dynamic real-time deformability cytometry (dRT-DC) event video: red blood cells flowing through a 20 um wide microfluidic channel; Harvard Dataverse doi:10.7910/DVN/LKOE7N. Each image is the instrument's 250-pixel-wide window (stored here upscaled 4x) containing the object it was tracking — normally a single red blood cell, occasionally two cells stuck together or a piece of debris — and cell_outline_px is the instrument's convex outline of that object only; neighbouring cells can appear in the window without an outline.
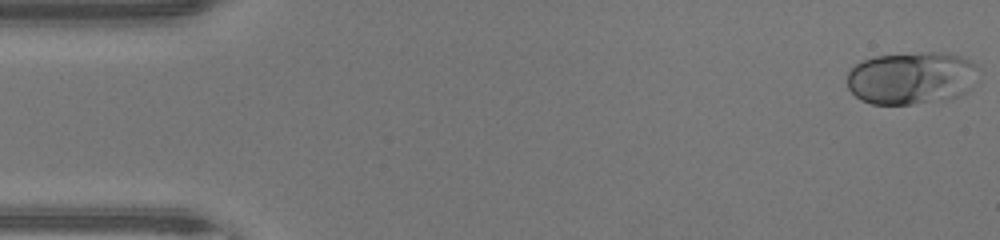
{"species": "human", "species_latin": "Homo sapiens", "temperature_condition": "warm", "stored_images_in_passage": 47, "camera_frame_rate_fps": 3000, "um_per_image_px": 0.085, "donor": {"sex": "male"}, "frame": {"image": 1, "passage_image": 1, "time_ms": 0.0, "image_size_px": [1000, 240], "cell_outline_px": [[972, 64], [968, 92], [956, 96], [912, 104], [872, 104], [860, 100], [848, 88], [848, 72], [856, 64], [872, 56], [924, 52], [948, 52], [960, 56], [968, 60]], "centroid_in_image_um": [77.34, 6.62], "position_along_channel_um": 7.7, "area_um2": 39.25}}
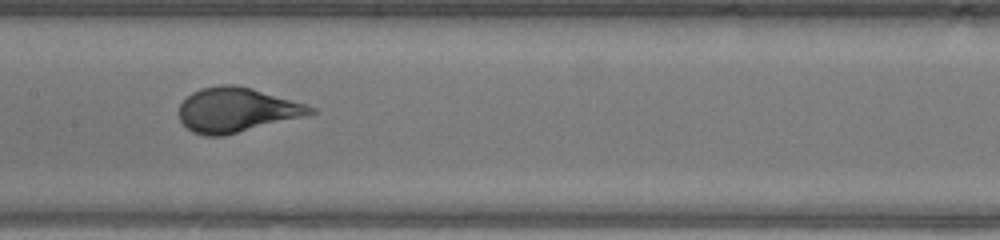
{"frame": {"image": 2, "passage_image": 23, "time_ms": 7.333, "image_size_px": [1000, 240], "cell_outline_px": [[316, 112], [224, 136], [204, 136], [192, 132], [180, 120], [180, 104], [192, 92], [200, 88], [220, 84], [236, 84], [252, 88], [308, 104], [316, 108]], "centroid_in_image_um": [20.09, 9.32], "position_along_channel_um": 187.3, "area_um2": 33.87}}
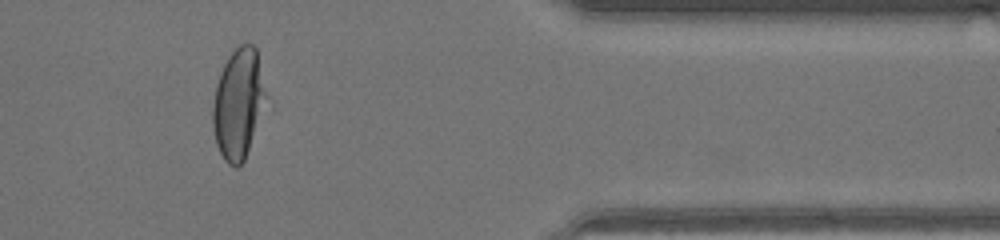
{"frame": {"image": 3, "passage_image": 39, "time_ms": 12.667, "image_size_px": [1000, 240], "cell_outline_px": [[264, 96], [248, 148], [244, 160], [236, 168], [228, 164], [224, 160], [216, 144], [212, 124], [212, 108], [216, 84], [220, 72], [228, 56], [240, 44], [252, 44], [256, 48], [264, 92]], "centroid_in_image_um": [20.17, 8.8], "position_along_channel_um": 391.2, "area_um2": 32.71}, "authors_computed_cell_mechanics": {"area_um2": 34.969, "velocity_mm_per_s": 4.3363, "shape_relaxation_time_tau1_ms": 3.7402, "shape_relaxation_time_tau2_ms": null, "deformation_change_tau1": 0.2175, "deformation_change_tau2": null}}